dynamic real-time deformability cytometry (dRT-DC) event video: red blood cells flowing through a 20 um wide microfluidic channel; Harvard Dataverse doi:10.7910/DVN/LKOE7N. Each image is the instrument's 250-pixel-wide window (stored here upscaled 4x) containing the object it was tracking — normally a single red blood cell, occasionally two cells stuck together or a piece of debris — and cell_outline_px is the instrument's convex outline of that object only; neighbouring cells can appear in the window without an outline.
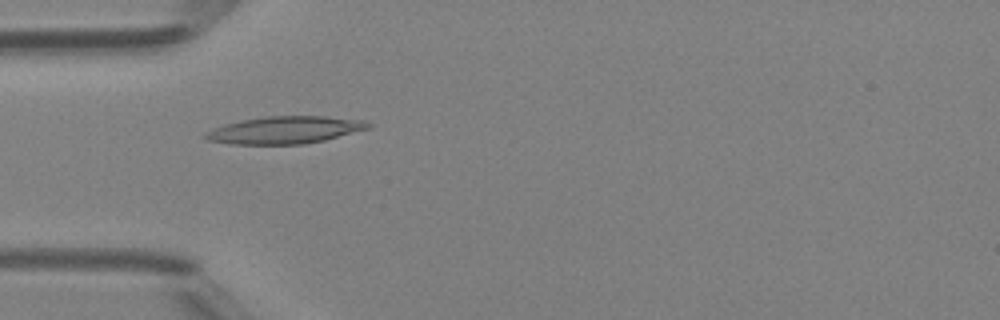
{"species": "Egyptian fruit bat (a non-hibernating species)", "species_latin": "Rousettus aegyptiacus", "temperature_condition": "room temperature", "stored_images_in_passage": 32, "camera_frame_rate_fps": 3000, "um_per_image_px": 0.085, "animal": {"sex": "female"}, "frame": {"image": 1, "passage_image": 2, "time_ms": 0.333, "image_size_px": [1000, 320], "cell_outline_px": [[372, 128], [324, 140], [304, 144], [228, 144], [208, 140], [204, 136], [204, 132], [212, 128], [224, 124], [264, 116], [324, 116], [364, 120], [372, 124]], "centroid_in_image_um": [24.23, 11.05], "position_along_channel_um": 60.8, "area_um2": 26.01}}
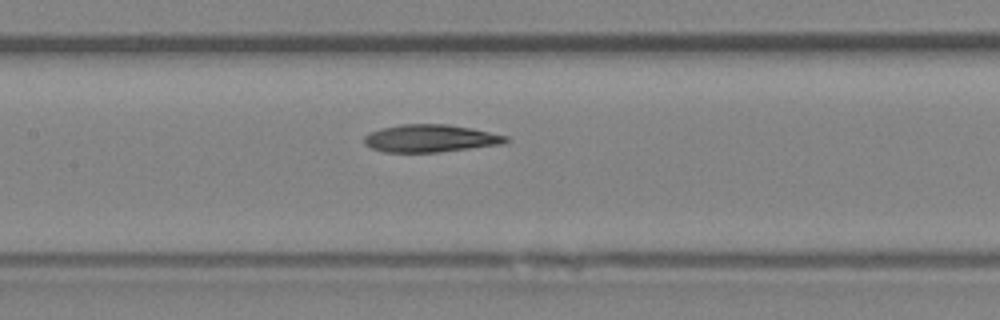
{"frame": {"image": 2, "passage_image": 10, "time_ms": 3.0, "image_size_px": [1000, 320], "cell_outline_px": [[508, 140], [504, 144], [436, 152], [384, 152], [372, 148], [364, 144], [364, 136], [368, 132], [380, 128], [400, 124], [448, 124], [472, 128], [508, 136]], "centroid_in_image_um": [36.55, 11.75], "position_along_channel_um": 170.8, "area_um2": 22.83}}
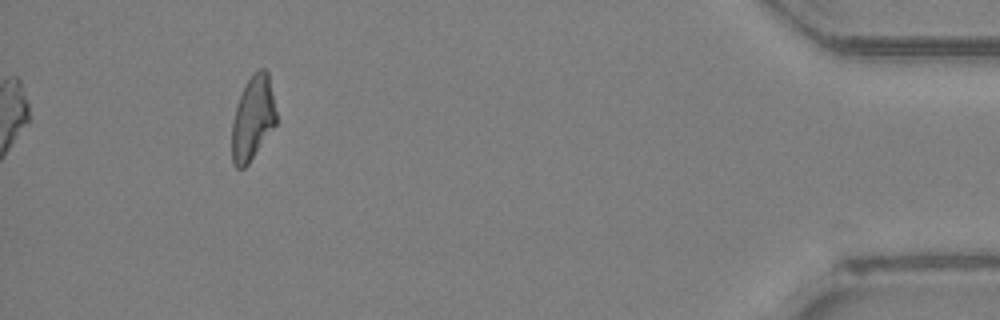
{"frame": {"image": 3, "passage_image": 32, "time_ms": 10.333, "image_size_px": [1000, 320], "cell_outline_px": [[276, 124], [248, 164], [244, 168], [236, 168], [232, 164], [232, 120], [240, 96], [252, 72], [260, 68], [264, 68], [268, 72], [276, 112]], "centroid_in_image_um": [21.48, 10.05], "position_along_channel_um": 413.7, "area_um2": 21.56}, "authors_computed_cell_mechanics": {"area_um2": 22.8021, "velocity_mm_per_s": 4.2087, "shape_relaxation_time_tau1_ms": 6.7697, "shape_relaxation_time_tau2_ms": 5.9735, "deformation_change_tau1": 0.212, "deformation_change_tau2": 0.156}}